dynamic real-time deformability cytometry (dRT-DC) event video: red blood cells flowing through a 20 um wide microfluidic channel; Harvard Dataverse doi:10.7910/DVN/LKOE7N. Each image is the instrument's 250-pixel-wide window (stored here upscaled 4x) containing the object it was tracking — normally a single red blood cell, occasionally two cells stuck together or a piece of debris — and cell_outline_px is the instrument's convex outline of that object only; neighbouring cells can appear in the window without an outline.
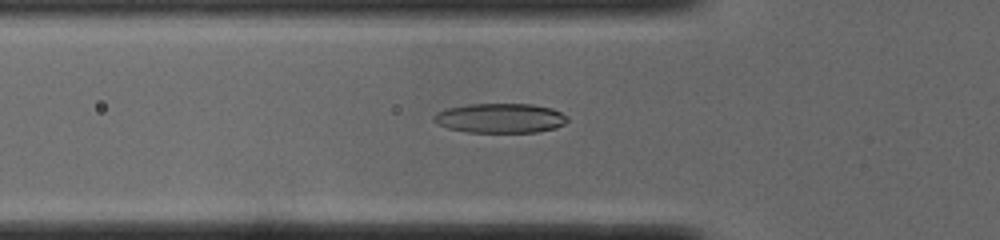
{"species": "common noctule bat (a hibernating species)", "species_latin": "Nyctalus noctula", "temperature_condition": "cold", "stored_images_in_passage": 34, "camera_frame_rate_fps": 3000, "um_per_image_px": 0.085, "animal": {"sex": "male", "body_mass_g": 19.0, "forearm_length_mm": 50.8}, "frame": {"image": 1, "passage_image": 5, "time_ms": 1.333, "image_size_px": [1000, 240], "cell_outline_px": [[568, 120], [564, 124], [556, 128], [536, 132], [468, 132], [448, 128], [432, 120], [432, 116], [436, 112], [448, 108], [468, 104], [532, 104], [552, 108], [568, 116]], "centroid_in_image_um": [42.53, 10.04], "position_along_channel_um": 83.3, "area_um2": 23.06}}
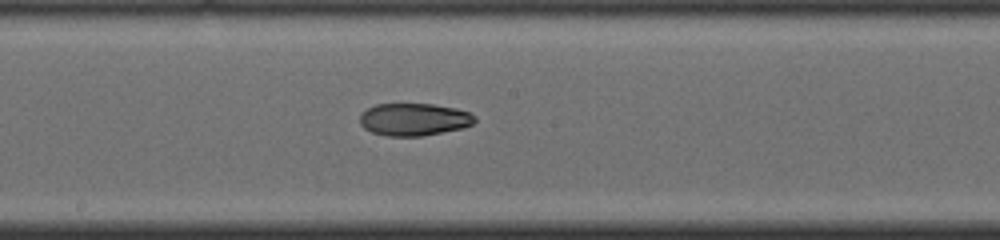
{"frame": {"image": 2, "passage_image": 15, "time_ms": 4.667, "image_size_px": [1000, 240], "cell_outline_px": [[476, 120], [472, 124], [464, 128], [420, 136], [388, 136], [372, 132], [364, 128], [360, 124], [360, 116], [368, 108], [376, 104], [432, 104], [456, 108], [468, 112], [476, 116]], "centroid_in_image_um": [35.21, 10.15], "position_along_channel_um": 213.0, "area_um2": 21.68}}
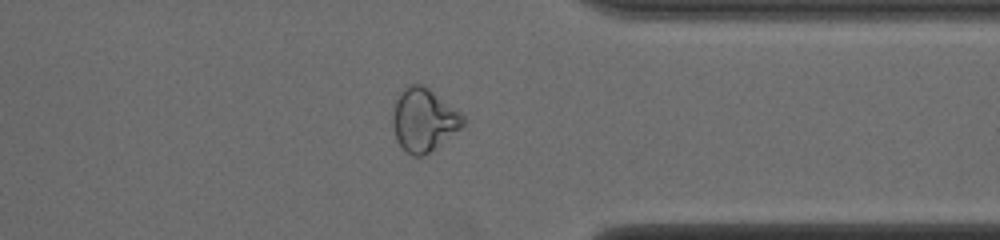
{"frame": {"image": 3, "passage_image": 28, "time_ms": 9.0, "image_size_px": [1000, 240], "cell_outline_px": [[468, 120], [460, 128], [424, 156], [412, 156], [396, 140], [392, 124], [392, 116], [396, 100], [400, 92], [408, 84], [420, 84], [428, 88], [460, 112]], "centroid_in_image_um": [36.0, 10.18], "position_along_channel_um": 375.4, "area_um2": 25.49}, "authors_computed_cell_mechanics": {"area_um2": 22.3975, "velocity_mm_per_s": 3.8925, "shape_relaxation_time_tau1_ms": null, "shape_relaxation_time_tau2_ms": 5.5882, "deformation_change_tau1": null, "deformation_change_tau2": 0.1218}}